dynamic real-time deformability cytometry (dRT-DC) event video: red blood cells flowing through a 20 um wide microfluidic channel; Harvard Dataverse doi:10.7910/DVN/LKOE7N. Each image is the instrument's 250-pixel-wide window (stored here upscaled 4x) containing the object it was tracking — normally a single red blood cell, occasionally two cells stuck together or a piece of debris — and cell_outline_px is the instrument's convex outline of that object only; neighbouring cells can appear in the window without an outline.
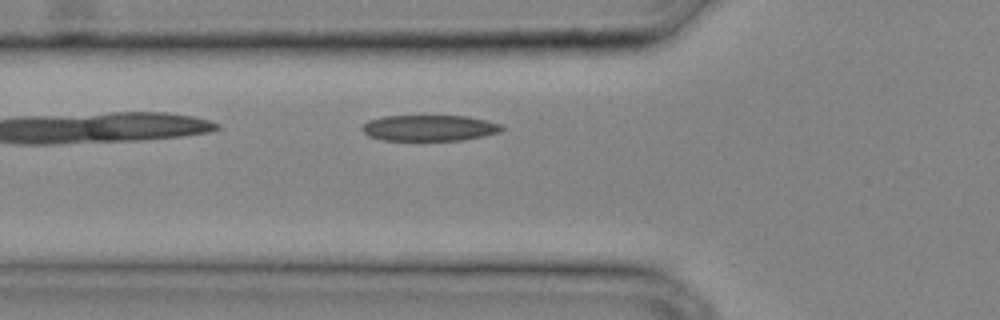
{"species": "common noctule bat (a hibernating species)", "species_latin": "Nyctalus noctula", "temperature_condition": "cold", "stored_images_in_passage": 25, "camera_frame_rate_fps": 3000, "um_per_image_px": 0.085, "animal": {"sex": "male", "body_mass_g": 20.4}, "frame": {"image": 1, "passage_image": 8, "time_ms": 2.333, "image_size_px": [1000, 320], "cell_outline_px": [[504, 128], [500, 132], [484, 136], [460, 140], [380, 140], [368, 136], [360, 128], [368, 120], [384, 116], [468, 116], [500, 124]], "centroid_in_image_um": [36.46, 10.88], "position_along_channel_um": 89.3, "area_um2": 21.1}}
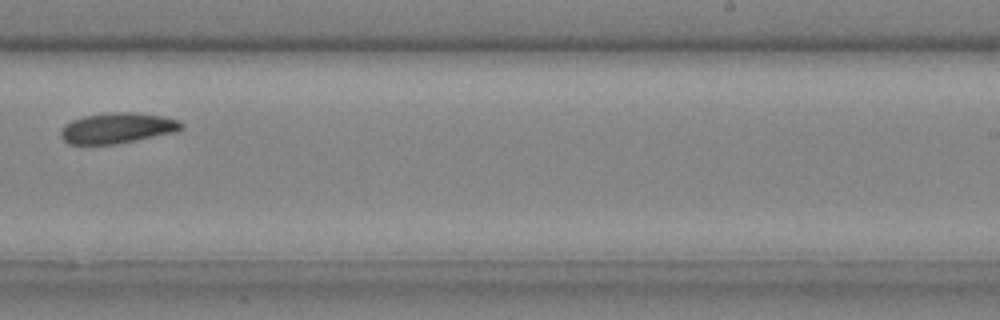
{"frame": {"image": 2, "passage_image": 18, "time_ms": 5.667, "image_size_px": [1000, 320], "cell_outline_px": [[184, 128], [176, 132], [116, 144], [68, 144], [60, 136], [60, 132], [64, 124], [72, 120], [84, 116], [112, 112], [132, 112], [164, 116], [176, 120], [184, 124]], "centroid_in_image_um": [9.97, 10.88], "position_along_channel_um": 279.0, "area_um2": 21.5}}